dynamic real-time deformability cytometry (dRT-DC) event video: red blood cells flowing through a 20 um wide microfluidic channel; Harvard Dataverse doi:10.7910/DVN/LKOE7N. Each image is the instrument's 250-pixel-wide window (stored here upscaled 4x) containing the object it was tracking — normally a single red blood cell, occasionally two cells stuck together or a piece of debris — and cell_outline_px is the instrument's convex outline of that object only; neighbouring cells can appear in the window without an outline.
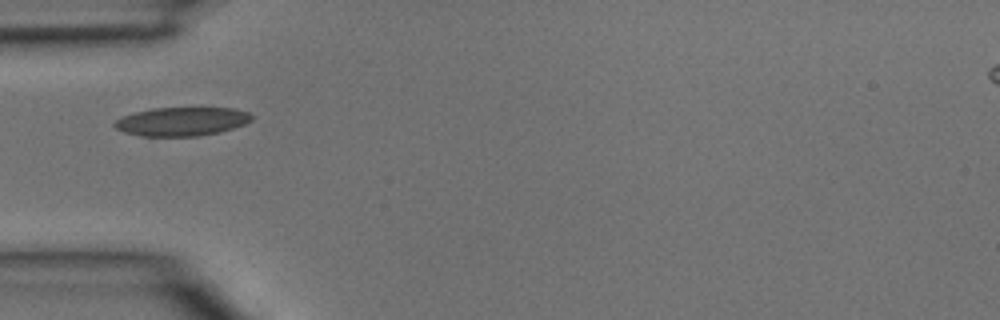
{"species": "common noctule bat (a hibernating species)", "species_latin": "Nyctalus noctula", "temperature_condition": "room temperature", "stored_images_in_passage": 4, "camera_frame_rate_fps": 3000, "um_per_image_px": 0.085, "animal": {"sex": "male", "body_mass_g": 15.6}, "frame": {"image": 1, "passage_image": 4, "time_ms": 1.0, "image_size_px": [1000, 320], "cell_outline_px": [[252, 120], [244, 124], [220, 132], [200, 136], [140, 136], [124, 132], [116, 128], [112, 124], [116, 120], [124, 116], [136, 112], [152, 108], [236, 108], [248, 112], [252, 116]], "centroid_in_image_um": [15.46, 10.33], "position_along_channel_um": 69.5, "area_um2": 22.89}}